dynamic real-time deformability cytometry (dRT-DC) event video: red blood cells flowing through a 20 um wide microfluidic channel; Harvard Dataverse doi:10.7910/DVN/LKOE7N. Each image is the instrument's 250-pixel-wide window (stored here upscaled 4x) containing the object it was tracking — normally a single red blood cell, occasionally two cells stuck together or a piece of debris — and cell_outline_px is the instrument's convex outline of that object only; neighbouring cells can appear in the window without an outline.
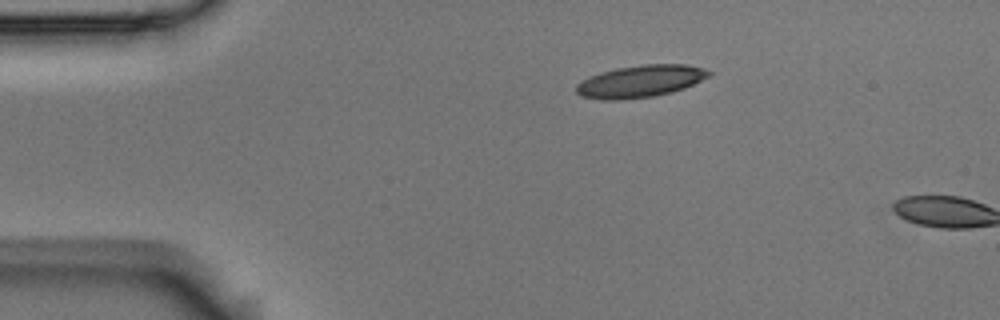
{"species": "Egyptian fruit bat (a non-hibernating species)", "species_latin": "Rousettus aegyptiacus", "temperature_condition": "room temperature", "stored_images_in_passage": 2, "camera_frame_rate_fps": 3000, "um_per_image_px": 0.085, "animal": {"sex": "male"}, "frame": {"image": 1, "passage_image": 1, "time_ms": 0.0, "image_size_px": [1000, 320], "cell_outline_px": [[712, 72], [708, 76], [684, 88], [672, 92], [652, 96], [620, 100], [604, 100], [580, 96], [576, 92], [576, 84], [580, 80], [588, 76], [600, 72], [616, 68], [644, 64], [684, 64], [704, 68]], "centroid_in_image_um": [54.37, 6.9], "position_along_channel_um": 30.6, "area_um2": 24.85}}